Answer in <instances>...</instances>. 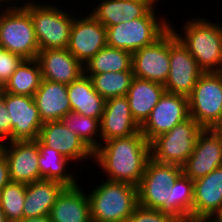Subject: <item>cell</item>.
I'll return each mask as SVG.
<instances>
[{
	"instance_id": "cell-1",
	"label": "cell",
	"mask_w": 222,
	"mask_h": 222,
	"mask_svg": "<svg viewBox=\"0 0 222 222\" xmlns=\"http://www.w3.org/2000/svg\"><path fill=\"white\" fill-rule=\"evenodd\" d=\"M150 158V143L139 132L101 143L94 151L92 168L98 166L99 175L108 181L138 186Z\"/></svg>"
},
{
	"instance_id": "cell-2",
	"label": "cell",
	"mask_w": 222,
	"mask_h": 222,
	"mask_svg": "<svg viewBox=\"0 0 222 222\" xmlns=\"http://www.w3.org/2000/svg\"><path fill=\"white\" fill-rule=\"evenodd\" d=\"M72 1L74 0H71L68 6L66 0H63V3L60 0H26L22 4L30 12L40 50L65 49L68 47L74 18L77 12H80L76 6L79 4L83 7L87 4V1L84 4L83 2L80 4V1H75V3H72ZM72 4L75 6H72ZM69 5L72 7H69ZM66 8L69 10H66ZM71 9L76 10L73 12Z\"/></svg>"
},
{
	"instance_id": "cell-3",
	"label": "cell",
	"mask_w": 222,
	"mask_h": 222,
	"mask_svg": "<svg viewBox=\"0 0 222 222\" xmlns=\"http://www.w3.org/2000/svg\"><path fill=\"white\" fill-rule=\"evenodd\" d=\"M193 17H187L182 26H175L172 18L170 29L204 72H215L222 65V24L210 20L208 15L207 18L202 15Z\"/></svg>"
},
{
	"instance_id": "cell-4",
	"label": "cell",
	"mask_w": 222,
	"mask_h": 222,
	"mask_svg": "<svg viewBox=\"0 0 222 222\" xmlns=\"http://www.w3.org/2000/svg\"><path fill=\"white\" fill-rule=\"evenodd\" d=\"M99 180V183L95 182L89 188L87 183H81L87 185L85 190L90 202L92 222H126L139 205L137 186L108 181L103 177Z\"/></svg>"
},
{
	"instance_id": "cell-5",
	"label": "cell",
	"mask_w": 222,
	"mask_h": 222,
	"mask_svg": "<svg viewBox=\"0 0 222 222\" xmlns=\"http://www.w3.org/2000/svg\"><path fill=\"white\" fill-rule=\"evenodd\" d=\"M160 5L156 4L141 18L107 27V46L134 53L153 44L170 28L168 15L159 13Z\"/></svg>"
},
{
	"instance_id": "cell-6",
	"label": "cell",
	"mask_w": 222,
	"mask_h": 222,
	"mask_svg": "<svg viewBox=\"0 0 222 222\" xmlns=\"http://www.w3.org/2000/svg\"><path fill=\"white\" fill-rule=\"evenodd\" d=\"M182 174V167L150 158L137 186L138 204L171 214L170 186Z\"/></svg>"
},
{
	"instance_id": "cell-7",
	"label": "cell",
	"mask_w": 222,
	"mask_h": 222,
	"mask_svg": "<svg viewBox=\"0 0 222 222\" xmlns=\"http://www.w3.org/2000/svg\"><path fill=\"white\" fill-rule=\"evenodd\" d=\"M189 99V113L203 129L222 127V81L215 72H204Z\"/></svg>"
},
{
	"instance_id": "cell-8",
	"label": "cell",
	"mask_w": 222,
	"mask_h": 222,
	"mask_svg": "<svg viewBox=\"0 0 222 222\" xmlns=\"http://www.w3.org/2000/svg\"><path fill=\"white\" fill-rule=\"evenodd\" d=\"M203 128L191 117L177 124L151 143V158L160 163L182 167L192 154L198 134Z\"/></svg>"
},
{
	"instance_id": "cell-9",
	"label": "cell",
	"mask_w": 222,
	"mask_h": 222,
	"mask_svg": "<svg viewBox=\"0 0 222 222\" xmlns=\"http://www.w3.org/2000/svg\"><path fill=\"white\" fill-rule=\"evenodd\" d=\"M0 45L23 59H36L40 50L30 12L23 6L12 7L0 27Z\"/></svg>"
},
{
	"instance_id": "cell-10",
	"label": "cell",
	"mask_w": 222,
	"mask_h": 222,
	"mask_svg": "<svg viewBox=\"0 0 222 222\" xmlns=\"http://www.w3.org/2000/svg\"><path fill=\"white\" fill-rule=\"evenodd\" d=\"M169 58L170 69L164 84L165 91L189 97L204 71L170 28Z\"/></svg>"
},
{
	"instance_id": "cell-11",
	"label": "cell",
	"mask_w": 222,
	"mask_h": 222,
	"mask_svg": "<svg viewBox=\"0 0 222 222\" xmlns=\"http://www.w3.org/2000/svg\"><path fill=\"white\" fill-rule=\"evenodd\" d=\"M79 9L80 13L78 12L79 15L77 14L73 21L67 50L84 66L107 46V28L88 9L85 12V8Z\"/></svg>"
},
{
	"instance_id": "cell-12",
	"label": "cell",
	"mask_w": 222,
	"mask_h": 222,
	"mask_svg": "<svg viewBox=\"0 0 222 222\" xmlns=\"http://www.w3.org/2000/svg\"><path fill=\"white\" fill-rule=\"evenodd\" d=\"M222 166V130L203 129L197 136L194 150L182 166V174L192 181Z\"/></svg>"
},
{
	"instance_id": "cell-13",
	"label": "cell",
	"mask_w": 222,
	"mask_h": 222,
	"mask_svg": "<svg viewBox=\"0 0 222 222\" xmlns=\"http://www.w3.org/2000/svg\"><path fill=\"white\" fill-rule=\"evenodd\" d=\"M190 117L188 97L164 92L150 116L140 127L149 143Z\"/></svg>"
},
{
	"instance_id": "cell-14",
	"label": "cell",
	"mask_w": 222,
	"mask_h": 222,
	"mask_svg": "<svg viewBox=\"0 0 222 222\" xmlns=\"http://www.w3.org/2000/svg\"><path fill=\"white\" fill-rule=\"evenodd\" d=\"M38 140L43 145L55 149L65 158L74 162L76 164V171L78 167L77 164L80 165V168H82L81 165L84 164L82 170L90 168V166H86L87 161L88 165L91 164L89 162H92L93 165L94 152L76 133L65 127L60 120L43 123ZM81 162L83 164H81Z\"/></svg>"
},
{
	"instance_id": "cell-15",
	"label": "cell",
	"mask_w": 222,
	"mask_h": 222,
	"mask_svg": "<svg viewBox=\"0 0 222 222\" xmlns=\"http://www.w3.org/2000/svg\"><path fill=\"white\" fill-rule=\"evenodd\" d=\"M193 182L192 222H217L222 218V166Z\"/></svg>"
},
{
	"instance_id": "cell-16",
	"label": "cell",
	"mask_w": 222,
	"mask_h": 222,
	"mask_svg": "<svg viewBox=\"0 0 222 222\" xmlns=\"http://www.w3.org/2000/svg\"><path fill=\"white\" fill-rule=\"evenodd\" d=\"M169 69V29L153 44L132 53V71L137 78L164 85Z\"/></svg>"
},
{
	"instance_id": "cell-17",
	"label": "cell",
	"mask_w": 222,
	"mask_h": 222,
	"mask_svg": "<svg viewBox=\"0 0 222 222\" xmlns=\"http://www.w3.org/2000/svg\"><path fill=\"white\" fill-rule=\"evenodd\" d=\"M1 97L11 117L12 141L37 140L43 122L34 97L4 91Z\"/></svg>"
},
{
	"instance_id": "cell-18",
	"label": "cell",
	"mask_w": 222,
	"mask_h": 222,
	"mask_svg": "<svg viewBox=\"0 0 222 222\" xmlns=\"http://www.w3.org/2000/svg\"><path fill=\"white\" fill-rule=\"evenodd\" d=\"M1 152L7 158L11 182L30 184L43 179L38 165L39 146L35 140L2 143Z\"/></svg>"
},
{
	"instance_id": "cell-19",
	"label": "cell",
	"mask_w": 222,
	"mask_h": 222,
	"mask_svg": "<svg viewBox=\"0 0 222 222\" xmlns=\"http://www.w3.org/2000/svg\"><path fill=\"white\" fill-rule=\"evenodd\" d=\"M89 12L106 28L145 16L158 0H87ZM99 1V2H98ZM92 2V3H91ZM95 2V3H94ZM95 6V7H94Z\"/></svg>"
},
{
	"instance_id": "cell-20",
	"label": "cell",
	"mask_w": 222,
	"mask_h": 222,
	"mask_svg": "<svg viewBox=\"0 0 222 222\" xmlns=\"http://www.w3.org/2000/svg\"><path fill=\"white\" fill-rule=\"evenodd\" d=\"M139 132L140 126L131 114L126 96L107 99L100 120L101 143Z\"/></svg>"
},
{
	"instance_id": "cell-21",
	"label": "cell",
	"mask_w": 222,
	"mask_h": 222,
	"mask_svg": "<svg viewBox=\"0 0 222 222\" xmlns=\"http://www.w3.org/2000/svg\"><path fill=\"white\" fill-rule=\"evenodd\" d=\"M36 59L45 80L68 85L84 74V66L67 48L39 50Z\"/></svg>"
},
{
	"instance_id": "cell-22",
	"label": "cell",
	"mask_w": 222,
	"mask_h": 222,
	"mask_svg": "<svg viewBox=\"0 0 222 222\" xmlns=\"http://www.w3.org/2000/svg\"><path fill=\"white\" fill-rule=\"evenodd\" d=\"M49 217L51 222H92L85 187L80 183L66 187L52 206Z\"/></svg>"
},
{
	"instance_id": "cell-23",
	"label": "cell",
	"mask_w": 222,
	"mask_h": 222,
	"mask_svg": "<svg viewBox=\"0 0 222 222\" xmlns=\"http://www.w3.org/2000/svg\"><path fill=\"white\" fill-rule=\"evenodd\" d=\"M33 97L43 123L58 121L71 111L66 84L42 79Z\"/></svg>"
},
{
	"instance_id": "cell-24",
	"label": "cell",
	"mask_w": 222,
	"mask_h": 222,
	"mask_svg": "<svg viewBox=\"0 0 222 222\" xmlns=\"http://www.w3.org/2000/svg\"><path fill=\"white\" fill-rule=\"evenodd\" d=\"M165 92L164 85L150 80L133 77L126 95L131 114L141 127Z\"/></svg>"
},
{
	"instance_id": "cell-25",
	"label": "cell",
	"mask_w": 222,
	"mask_h": 222,
	"mask_svg": "<svg viewBox=\"0 0 222 222\" xmlns=\"http://www.w3.org/2000/svg\"><path fill=\"white\" fill-rule=\"evenodd\" d=\"M66 187L59 181L49 179H40L26 184L24 218L49 215L58 196Z\"/></svg>"
},
{
	"instance_id": "cell-26",
	"label": "cell",
	"mask_w": 222,
	"mask_h": 222,
	"mask_svg": "<svg viewBox=\"0 0 222 222\" xmlns=\"http://www.w3.org/2000/svg\"><path fill=\"white\" fill-rule=\"evenodd\" d=\"M71 111L101 120L106 100L93 88L85 73L67 85Z\"/></svg>"
},
{
	"instance_id": "cell-27",
	"label": "cell",
	"mask_w": 222,
	"mask_h": 222,
	"mask_svg": "<svg viewBox=\"0 0 222 222\" xmlns=\"http://www.w3.org/2000/svg\"><path fill=\"white\" fill-rule=\"evenodd\" d=\"M39 146V171L43 179L55 180L63 183L67 187L78 185L85 176H79L81 172H73L72 163L55 149L43 145L38 139L35 140ZM79 177V179H78ZM81 178V179H80Z\"/></svg>"
},
{
	"instance_id": "cell-28",
	"label": "cell",
	"mask_w": 222,
	"mask_h": 222,
	"mask_svg": "<svg viewBox=\"0 0 222 222\" xmlns=\"http://www.w3.org/2000/svg\"><path fill=\"white\" fill-rule=\"evenodd\" d=\"M42 81L37 59H24L4 86V92L33 97Z\"/></svg>"
},
{
	"instance_id": "cell-29",
	"label": "cell",
	"mask_w": 222,
	"mask_h": 222,
	"mask_svg": "<svg viewBox=\"0 0 222 222\" xmlns=\"http://www.w3.org/2000/svg\"><path fill=\"white\" fill-rule=\"evenodd\" d=\"M132 70V53L129 51L105 46L85 65V74H102Z\"/></svg>"
},
{
	"instance_id": "cell-30",
	"label": "cell",
	"mask_w": 222,
	"mask_h": 222,
	"mask_svg": "<svg viewBox=\"0 0 222 222\" xmlns=\"http://www.w3.org/2000/svg\"><path fill=\"white\" fill-rule=\"evenodd\" d=\"M171 215L180 222H192L194 182L181 174L170 186Z\"/></svg>"
},
{
	"instance_id": "cell-31",
	"label": "cell",
	"mask_w": 222,
	"mask_h": 222,
	"mask_svg": "<svg viewBox=\"0 0 222 222\" xmlns=\"http://www.w3.org/2000/svg\"><path fill=\"white\" fill-rule=\"evenodd\" d=\"M90 77L93 88L105 99L126 96L134 77L132 70L86 74Z\"/></svg>"
},
{
	"instance_id": "cell-32",
	"label": "cell",
	"mask_w": 222,
	"mask_h": 222,
	"mask_svg": "<svg viewBox=\"0 0 222 222\" xmlns=\"http://www.w3.org/2000/svg\"><path fill=\"white\" fill-rule=\"evenodd\" d=\"M60 121L65 127L76 133L93 152L101 144L99 119L70 111Z\"/></svg>"
},
{
	"instance_id": "cell-33",
	"label": "cell",
	"mask_w": 222,
	"mask_h": 222,
	"mask_svg": "<svg viewBox=\"0 0 222 222\" xmlns=\"http://www.w3.org/2000/svg\"><path fill=\"white\" fill-rule=\"evenodd\" d=\"M26 196V184L9 182L0 191V207L8 222H19L24 218V202Z\"/></svg>"
},
{
	"instance_id": "cell-34",
	"label": "cell",
	"mask_w": 222,
	"mask_h": 222,
	"mask_svg": "<svg viewBox=\"0 0 222 222\" xmlns=\"http://www.w3.org/2000/svg\"><path fill=\"white\" fill-rule=\"evenodd\" d=\"M126 222H180L173 215L158 209L145 208L140 205L132 212Z\"/></svg>"
},
{
	"instance_id": "cell-35",
	"label": "cell",
	"mask_w": 222,
	"mask_h": 222,
	"mask_svg": "<svg viewBox=\"0 0 222 222\" xmlns=\"http://www.w3.org/2000/svg\"><path fill=\"white\" fill-rule=\"evenodd\" d=\"M24 59L0 45V84L4 87Z\"/></svg>"
},
{
	"instance_id": "cell-36",
	"label": "cell",
	"mask_w": 222,
	"mask_h": 222,
	"mask_svg": "<svg viewBox=\"0 0 222 222\" xmlns=\"http://www.w3.org/2000/svg\"><path fill=\"white\" fill-rule=\"evenodd\" d=\"M12 141V124L4 99L0 97V143Z\"/></svg>"
},
{
	"instance_id": "cell-37",
	"label": "cell",
	"mask_w": 222,
	"mask_h": 222,
	"mask_svg": "<svg viewBox=\"0 0 222 222\" xmlns=\"http://www.w3.org/2000/svg\"><path fill=\"white\" fill-rule=\"evenodd\" d=\"M10 182L7 158L0 151V191Z\"/></svg>"
},
{
	"instance_id": "cell-38",
	"label": "cell",
	"mask_w": 222,
	"mask_h": 222,
	"mask_svg": "<svg viewBox=\"0 0 222 222\" xmlns=\"http://www.w3.org/2000/svg\"><path fill=\"white\" fill-rule=\"evenodd\" d=\"M19 222H51L49 215L38 216L33 218H23Z\"/></svg>"
},
{
	"instance_id": "cell-39",
	"label": "cell",
	"mask_w": 222,
	"mask_h": 222,
	"mask_svg": "<svg viewBox=\"0 0 222 222\" xmlns=\"http://www.w3.org/2000/svg\"><path fill=\"white\" fill-rule=\"evenodd\" d=\"M12 8V6L10 5H7L4 3H0V27L2 25V21L5 17V15L7 14V12Z\"/></svg>"
},
{
	"instance_id": "cell-40",
	"label": "cell",
	"mask_w": 222,
	"mask_h": 222,
	"mask_svg": "<svg viewBox=\"0 0 222 222\" xmlns=\"http://www.w3.org/2000/svg\"><path fill=\"white\" fill-rule=\"evenodd\" d=\"M25 1L26 0H0V3H4L12 7H17V6H21Z\"/></svg>"
},
{
	"instance_id": "cell-41",
	"label": "cell",
	"mask_w": 222,
	"mask_h": 222,
	"mask_svg": "<svg viewBox=\"0 0 222 222\" xmlns=\"http://www.w3.org/2000/svg\"><path fill=\"white\" fill-rule=\"evenodd\" d=\"M0 222H8V220L6 219V216L3 212V210L0 207Z\"/></svg>"
},
{
	"instance_id": "cell-42",
	"label": "cell",
	"mask_w": 222,
	"mask_h": 222,
	"mask_svg": "<svg viewBox=\"0 0 222 222\" xmlns=\"http://www.w3.org/2000/svg\"><path fill=\"white\" fill-rule=\"evenodd\" d=\"M215 73L219 76L222 81V65L215 71Z\"/></svg>"
},
{
	"instance_id": "cell-43",
	"label": "cell",
	"mask_w": 222,
	"mask_h": 222,
	"mask_svg": "<svg viewBox=\"0 0 222 222\" xmlns=\"http://www.w3.org/2000/svg\"><path fill=\"white\" fill-rule=\"evenodd\" d=\"M3 91H4V87L0 84V97L2 96Z\"/></svg>"
}]
</instances>
